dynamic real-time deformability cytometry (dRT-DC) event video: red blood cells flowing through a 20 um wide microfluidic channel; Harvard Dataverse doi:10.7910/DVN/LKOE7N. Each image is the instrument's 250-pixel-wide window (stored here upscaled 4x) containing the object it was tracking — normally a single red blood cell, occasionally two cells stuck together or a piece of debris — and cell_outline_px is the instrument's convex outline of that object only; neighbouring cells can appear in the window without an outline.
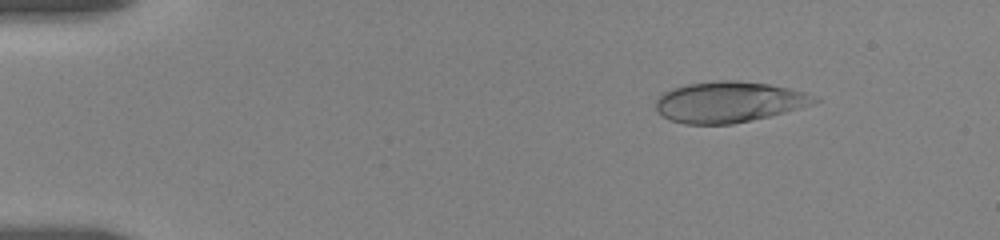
{"species": "human", "species_latin": "Homo sapiens", "temperature_condition": "room temperature", "stored_images_in_passage": 55, "camera_frame_rate_fps": 3000, "um_per_image_px": 0.085, "donor": {"sex": "female"}, "frame": {"image": 1, "passage_image": 7, "time_ms": 2.333, "image_size_px": [1000, 240], "cell_outline_px": [[820, 100], [816, 104], [768, 116], [732, 124], [684, 124], [668, 120], [656, 108], [656, 100], [664, 92], [672, 88], [688, 84], [720, 80], [736, 80], [768, 84], [788, 88], [804, 92]], "centroid_in_image_um": [61.95, 8.67], "position_along_channel_um": 23.1, "area_um2": 37.51}}
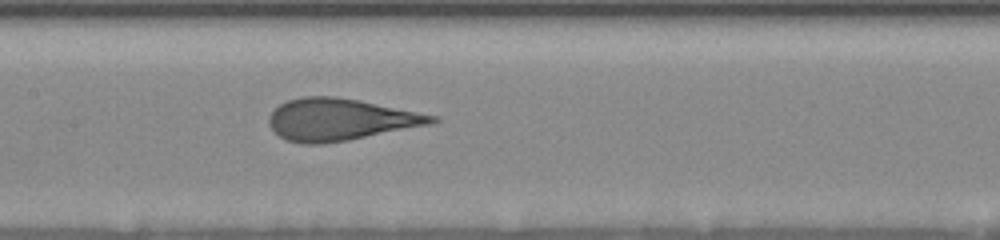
{"frame": {"image": 2, "passage_image": 28, "time_ms": 9.0, "image_size_px": [1000, 240], "cell_outline_px": [[440, 120], [428, 124], [348, 140], [320, 144], [304, 144], [288, 140], [280, 136], [268, 124], [268, 116], [280, 104], [288, 100], [304, 96], [336, 96], [360, 100], [436, 116]], "centroid_in_image_um": [28.86, 10.15], "position_along_channel_um": 178.5, "area_um2": 39.25}}
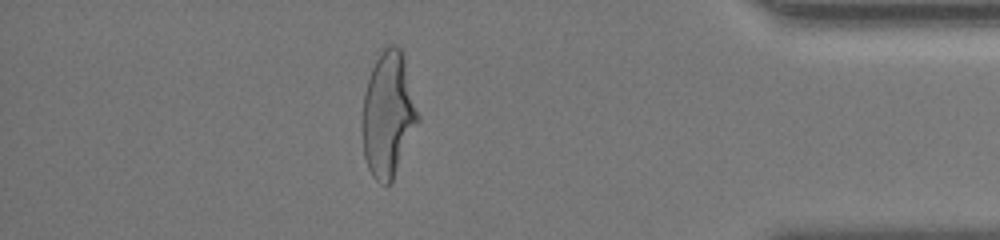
{"frame": {"image": 3, "passage_image": 49, "time_ms": 16.0, "image_size_px": [1000, 240], "cell_outline_px": [[420, 120], [392, 180], [388, 184], [380, 184], [372, 176], [368, 168], [364, 156], [364, 92], [372, 68], [376, 60], [384, 48], [388, 44], [392, 44], [400, 48], [420, 116]], "centroid_in_image_um": [33.01, 9.75], "position_along_channel_um": 402.2, "area_um2": 39.59}, "authors_computed_cell_mechanics": {"area_um2": 39.304, "velocity_mm_per_s": 3.6623, "shape_relaxation_time_tau1_ms": 4.1341, "shape_relaxation_time_tau2_ms": null, "deformation_change_tau1": 0.1951, "deformation_change_tau2": null}}